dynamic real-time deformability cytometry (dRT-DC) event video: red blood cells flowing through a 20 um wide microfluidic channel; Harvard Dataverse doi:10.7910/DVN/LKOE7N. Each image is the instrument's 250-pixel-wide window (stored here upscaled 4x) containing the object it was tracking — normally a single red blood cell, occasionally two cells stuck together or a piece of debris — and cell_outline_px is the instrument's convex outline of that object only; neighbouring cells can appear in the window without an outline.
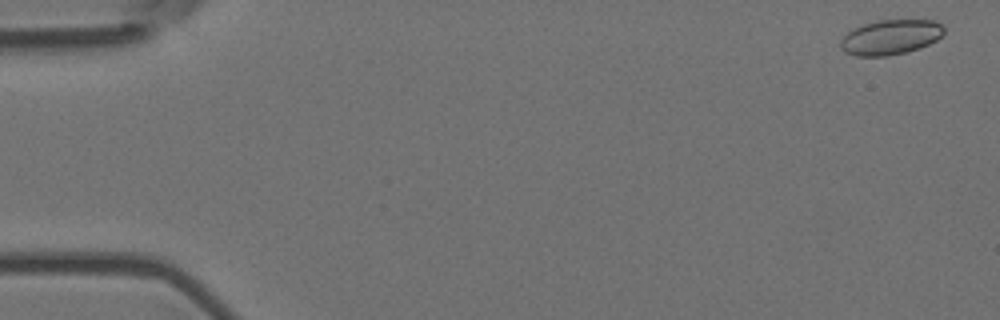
{"species": "Egyptian fruit bat (a non-hibernating species)", "species_latin": "Rousettus aegyptiacus", "temperature_condition": "room temperature", "stored_images_in_passage": 56, "camera_frame_rate_fps": 3000, "um_per_image_px": 0.085, "animal": {"sex": "female"}, "frame": {"image": 1, "passage_image": 2, "time_ms": 0.333, "image_size_px": [1000, 320], "cell_outline_px": [[944, 32], [936, 40], [920, 48], [888, 56], [856, 56], [844, 52], [840, 48], [840, 40], [848, 32], [864, 24], [880, 20], [936, 20], [944, 28]], "centroid_in_image_um": [75.68, 3.17], "position_along_channel_um": 9.3, "area_um2": 20.92}}
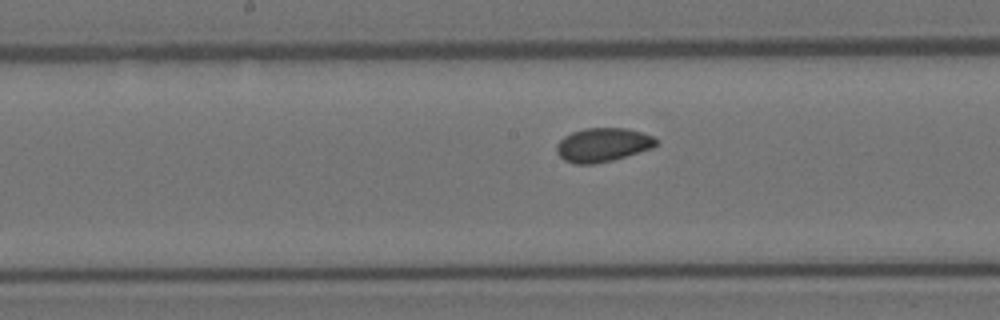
{"frame": {"image": 2, "passage_image": 29, "time_ms": 9.333, "image_size_px": [1000, 320], "cell_outline_px": [[660, 144], [652, 148], [612, 160], [592, 164], [576, 164], [564, 160], [556, 152], [556, 144], [564, 136], [572, 132], [584, 128], [628, 128], [652, 136], [660, 140]], "centroid_in_image_um": [51.25, 12.3], "position_along_channel_um": 197.0, "area_um2": 19.71}}
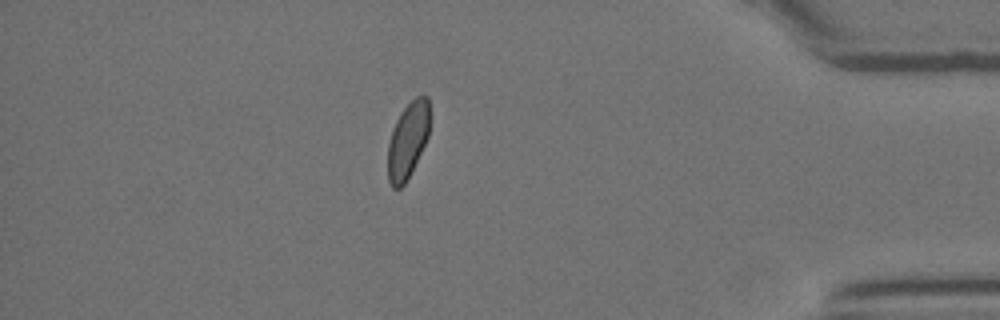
{"frame": {"image": 3, "passage_image": 49, "time_ms": 16.0, "image_size_px": [1000, 320], "cell_outline_px": [[432, 116], [428, 136], [404, 184], [400, 188], [392, 188], [388, 180], [388, 144], [392, 128], [400, 112], [416, 96], [428, 96]], "centroid_in_image_um": [34.68, 11.85], "position_along_channel_um": 400.5, "area_um2": 18.67}, "authors_computed_cell_mechanics": {"area_um2": 19.7676, "velocity_mm_per_s": 3.6335, "shape_relaxation_time_tau1_ms": null, "shape_relaxation_time_tau2_ms": 1.5525, "deformation_change_tau1": null, "deformation_change_tau2": 0.0531}}